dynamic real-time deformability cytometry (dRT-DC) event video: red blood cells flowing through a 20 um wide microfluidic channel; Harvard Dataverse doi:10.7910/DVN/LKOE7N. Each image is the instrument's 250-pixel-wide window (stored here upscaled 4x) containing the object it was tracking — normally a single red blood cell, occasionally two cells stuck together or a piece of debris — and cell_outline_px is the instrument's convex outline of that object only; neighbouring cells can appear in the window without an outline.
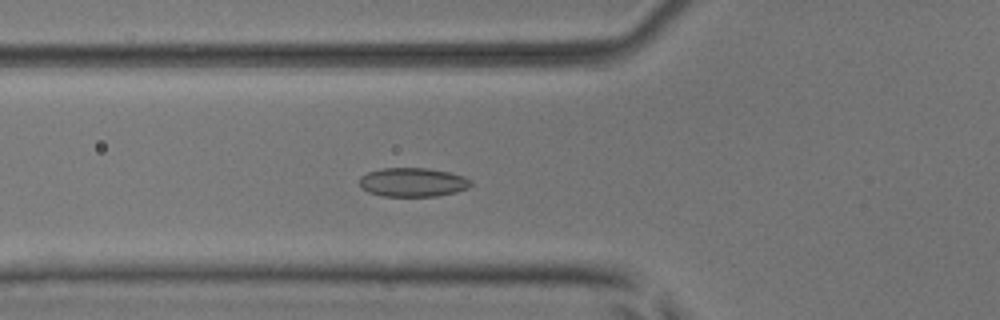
{"species": "common noctule bat (a hibernating species)", "species_latin": "Nyctalus noctula", "temperature_condition": "room temperature", "stored_images_in_passage": 38, "camera_frame_rate_fps": 3000, "um_per_image_px": 0.085, "animal": {"sex": "male", "body_mass_g": 17.9, "forearm_length_mm": 54.2}, "frame": {"image": 1, "passage_image": 5, "time_ms": 1.333, "image_size_px": [1000, 320], "cell_outline_px": [[472, 184], [468, 188], [456, 192], [436, 196], [384, 196], [368, 192], [360, 188], [360, 176], [368, 172], [380, 168], [428, 168], [448, 172], [464, 176], [472, 180]], "centroid_in_image_um": [35.08, 15.49], "position_along_channel_um": 90.7, "area_um2": 18.9}}
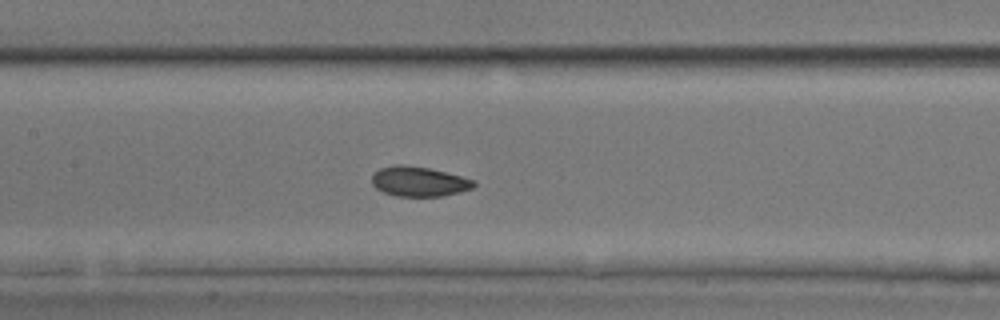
{"frame": {"image": 2, "passage_image": 11, "time_ms": 3.333, "image_size_px": [1000, 320], "cell_outline_px": [[476, 184], [472, 188], [460, 192], [444, 196], [396, 196], [384, 192], [376, 188], [372, 184], [372, 172], [380, 168], [396, 164], [400, 164], [428, 168], [476, 180]], "centroid_in_image_um": [35.59, 15.43], "position_along_channel_um": 171.8, "area_um2": 17.74}}
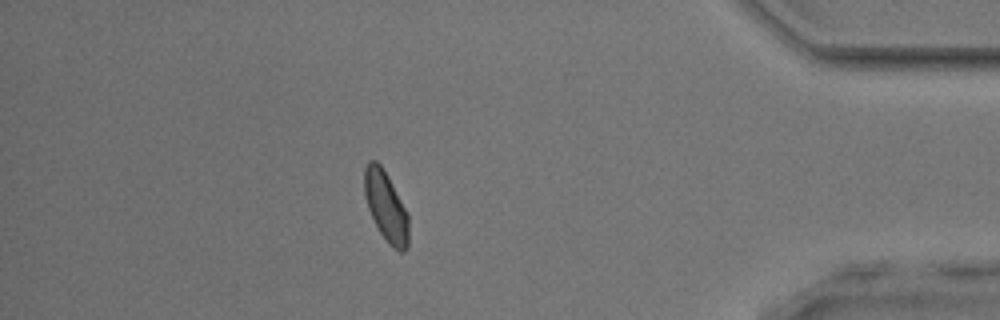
{"frame": {"image": 3, "passage_image": 31, "time_ms": 10.0, "image_size_px": [1000, 320], "cell_outline_px": [[408, 248], [404, 252], [400, 252], [392, 248], [388, 244], [380, 232], [368, 208], [364, 196], [364, 168], [368, 160], [376, 160], [380, 164], [388, 176], [408, 216]], "centroid_in_image_um": [32.79, 17.55], "position_along_channel_um": 402.4, "area_um2": 17.92}, "authors_computed_cell_mechanics": {"area_um2": 17.6001, "velocity_mm_per_s": 4.0524, "shape_relaxation_time_tau1_ms": 3.1577, "shape_relaxation_time_tau2_ms": 4.5466, "deformation_change_tau1": 0.0722, "deformation_change_tau2": 0.0703}}